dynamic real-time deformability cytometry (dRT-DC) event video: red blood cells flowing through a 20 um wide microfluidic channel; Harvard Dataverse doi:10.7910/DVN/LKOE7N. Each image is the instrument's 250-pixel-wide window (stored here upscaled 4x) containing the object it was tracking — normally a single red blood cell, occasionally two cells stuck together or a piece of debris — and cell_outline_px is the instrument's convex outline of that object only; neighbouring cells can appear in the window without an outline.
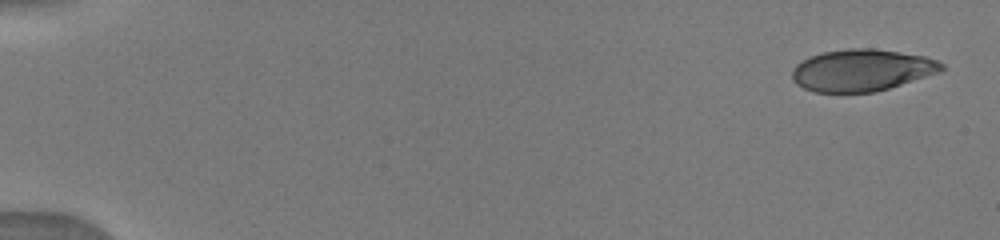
{"species": "human", "species_latin": "Homo sapiens", "temperature_condition": "warm", "stored_images_in_passage": 10, "camera_frame_rate_fps": 3000, "um_per_image_px": 0.085, "donor": {"sex": "male"}, "frame": {"image": 1, "passage_image": 1, "time_ms": 0.0, "image_size_px": [1000, 240], "cell_outline_px": [[944, 68], [940, 72], [888, 88], [872, 92], [816, 92], [804, 88], [796, 84], [792, 80], [792, 68], [796, 64], [812, 56], [824, 52], [848, 48], [872, 48], [900, 52], [924, 56], [936, 60], [944, 64]], "centroid_in_image_um": [73.24, 5.96], "position_along_channel_um": 11.8, "area_um2": 36.24}}
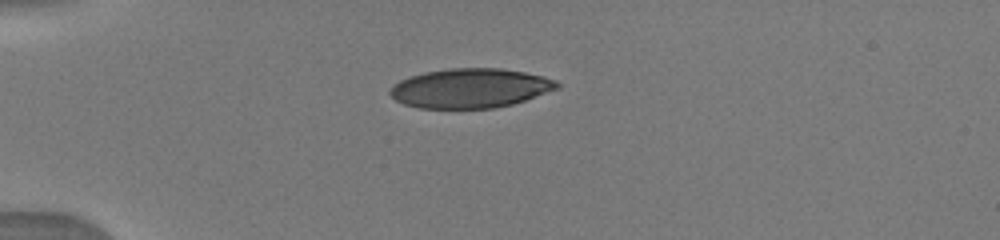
{"frame": {"image": 2, "passage_image": 5, "time_ms": 4.0, "image_size_px": [1000, 240], "cell_outline_px": [[560, 88], [512, 104], [492, 108], [420, 108], [404, 104], [396, 100], [388, 92], [400, 80], [424, 72], [452, 68], [500, 68], [524, 72], [544, 76], [556, 80], [560, 84]], "centroid_in_image_um": [40.0, 7.49], "position_along_channel_um": 45.0, "area_um2": 38.15}}
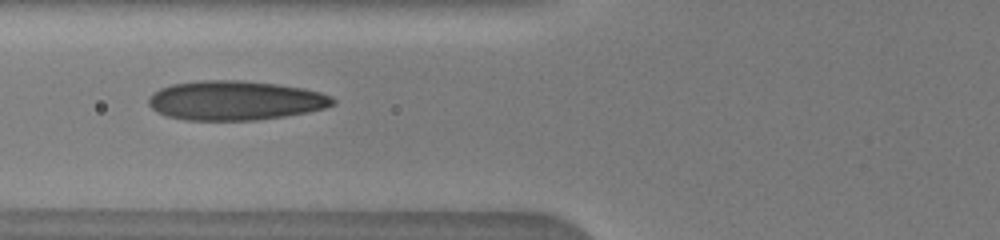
{"frame": {"image": 3, "passage_image": 9, "time_ms": 6.333, "image_size_px": [1000, 240], "cell_outline_px": [[336, 104], [324, 108], [308, 112], [284, 116], [256, 120], [184, 120], [164, 116], [156, 112], [148, 104], [148, 96], [152, 92], [160, 88], [172, 84], [200, 80], [240, 80], [276, 84], [304, 88], [320, 92], [332, 96], [336, 100]], "centroid_in_image_um": [19.96, 8.54], "position_along_channel_um": 105.8, "area_um2": 42.66}}